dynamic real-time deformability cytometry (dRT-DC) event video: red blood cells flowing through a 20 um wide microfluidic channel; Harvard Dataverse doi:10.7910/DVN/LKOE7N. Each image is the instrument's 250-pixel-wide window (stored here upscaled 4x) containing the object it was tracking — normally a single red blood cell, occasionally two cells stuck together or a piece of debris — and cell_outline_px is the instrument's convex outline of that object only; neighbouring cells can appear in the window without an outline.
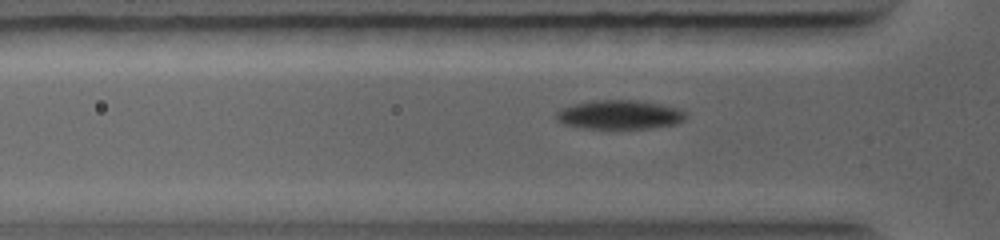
{"species": "common noctule bat (a hibernating species)", "species_latin": "Nyctalus noctula", "temperature_condition": "warm", "stored_images_in_passage": 41, "camera_frame_rate_fps": 5000, "um_per_image_px": 0.085, "animal": {"sex": "female", "body_mass_g": 19.0, "forearm_length_mm": 56.7}, "frame": {"image": 1, "passage_image": 9, "time_ms": 2.4, "image_size_px": [1000, 240], "cell_outline_px": [[688, 116], [684, 120], [676, 124], [652, 128], [584, 128], [564, 124], [556, 120], [556, 112], [560, 108], [592, 100], [636, 100], [660, 104], [676, 108], [684, 112]], "centroid_in_image_um": [52.66, 9.75], "position_along_channel_um": 73.1, "area_um2": 21.85}}
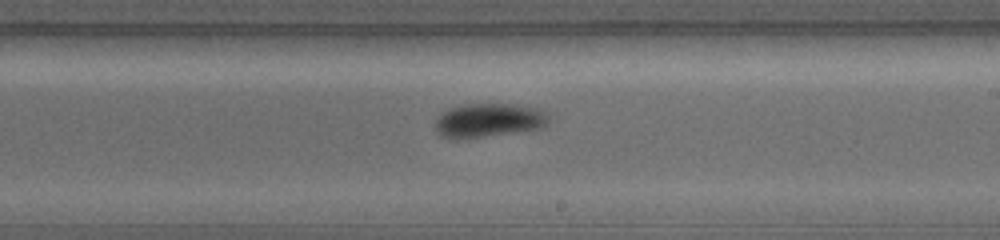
{"frame": {"image": 2, "passage_image": 20, "time_ms": 5.8, "image_size_px": [1000, 240], "cell_outline_px": [[548, 124], [544, 128], [480, 136], [440, 136], [436, 132], [436, 116], [452, 108], [464, 104], [516, 104], [540, 108], [548, 116]], "centroid_in_image_um": [41.6, 10.18], "position_along_channel_um": 247.4, "area_um2": 21.79}}
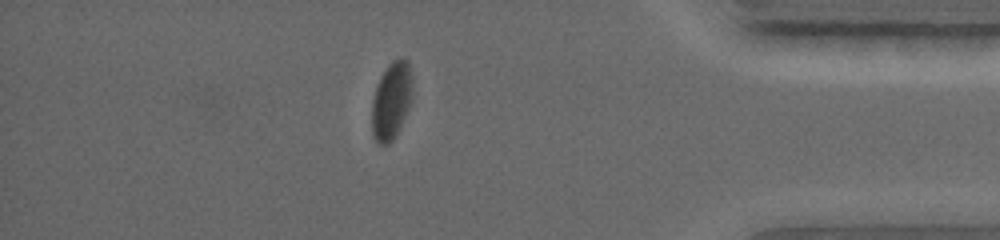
{"frame": {"image": 3, "passage_image": 32, "time_ms": 9.4, "image_size_px": [1000, 240], "cell_outline_px": [[412, 96], [408, 108], [392, 140], [388, 144], [380, 144], [372, 136], [372, 100], [380, 76], [388, 64], [392, 60], [400, 56], [404, 56], [408, 60], [412, 76]], "centroid_in_image_um": [33.27, 8.47], "position_along_channel_um": 401.9, "area_um2": 18.26}}